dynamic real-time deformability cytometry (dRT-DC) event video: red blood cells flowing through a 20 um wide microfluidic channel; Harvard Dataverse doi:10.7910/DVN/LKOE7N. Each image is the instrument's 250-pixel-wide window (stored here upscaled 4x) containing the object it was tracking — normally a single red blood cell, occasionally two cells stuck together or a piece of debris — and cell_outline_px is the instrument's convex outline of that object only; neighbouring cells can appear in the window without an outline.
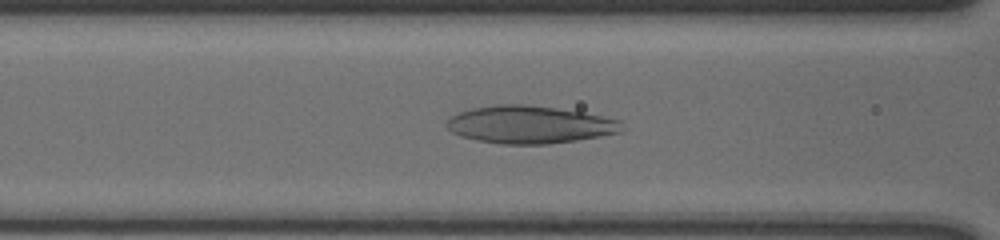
{"species": "human", "species_latin": "Homo sapiens", "temperature_condition": "cold", "stored_images_in_passage": 45, "camera_frame_rate_fps": 3000, "um_per_image_px": 0.085, "donor": {"sex": "male"}, "frame": {"image": 1, "passage_image": 14, "time_ms": 4.333, "image_size_px": [1000, 240], "cell_outline_px": [[624, 128], [620, 132], [600, 136], [576, 140], [548, 144], [500, 144], [476, 140], [460, 136], [452, 132], [444, 124], [448, 116], [472, 108], [496, 104], [524, 104], [556, 108], [584, 112], [620, 120]], "centroid_in_image_um": [44.99, 10.59], "position_along_channel_um": 121.6, "area_um2": 38.61}}
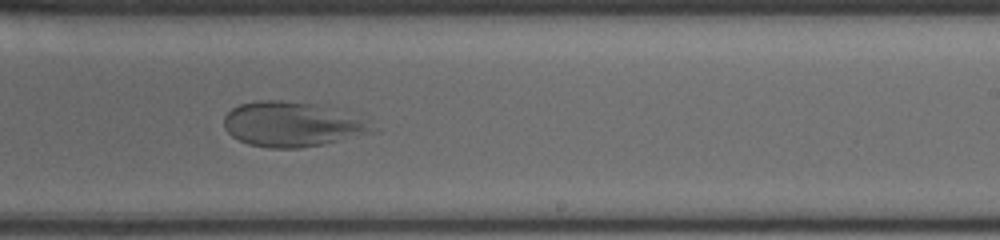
{"frame": {"image": 2, "passage_image": 26, "time_ms": 8.333, "image_size_px": [1000, 240], "cell_outline_px": [[380, 132], [324, 144], [300, 148], [272, 148], [248, 144], [232, 136], [224, 128], [224, 116], [232, 108], [240, 104], [256, 100], [280, 100], [316, 104], [360, 120], [380, 128]], "centroid_in_image_um": [24.8, 10.58], "position_along_channel_um": 264.2, "area_um2": 38.44}}
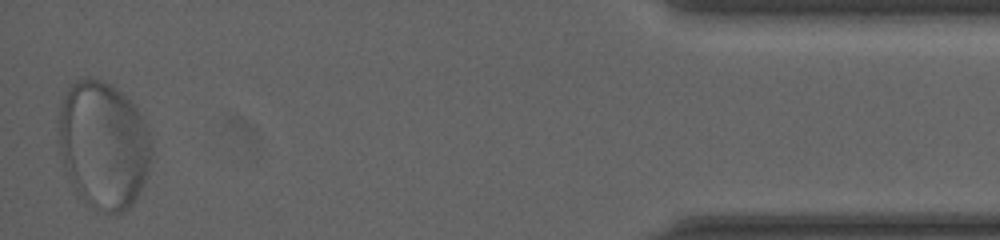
{"frame": {"image": 3, "passage_image": 45, "time_ms": 14.667, "image_size_px": [1000, 240], "cell_outline_px": [[152, 152], [148, 168], [140, 192], [132, 204], [124, 212], [96, 212], [84, 204], [76, 192], [68, 176], [64, 164], [56, 128], [56, 120], [60, 100], [68, 84], [76, 80], [88, 76], [112, 84], [136, 108], [144, 120], [152, 144]], "centroid_in_image_um": [8.74, 12.3], "position_along_channel_um": 426.5, "area_um2": 70.11}, "authors_computed_cell_mechanics": {"area_um2": 43.9858, "velocity_mm_per_s": 3.5722, "shape_relaxation_time_tau1_ms": 8.0582, "shape_relaxation_time_tau2_ms": null, "deformation_change_tau1": 0.2667, "deformation_change_tau2": null}}